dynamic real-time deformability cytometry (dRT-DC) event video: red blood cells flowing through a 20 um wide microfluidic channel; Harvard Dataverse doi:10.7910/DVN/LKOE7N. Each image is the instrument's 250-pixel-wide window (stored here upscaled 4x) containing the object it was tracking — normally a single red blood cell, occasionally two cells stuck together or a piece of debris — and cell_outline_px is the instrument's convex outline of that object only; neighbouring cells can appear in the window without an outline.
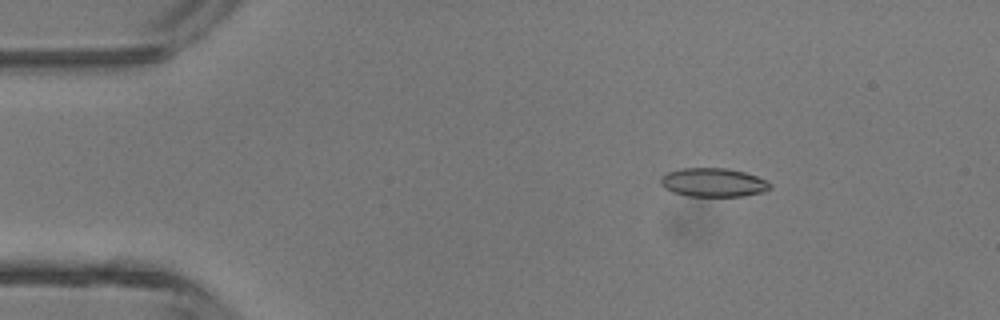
{"species": "common noctule bat (a hibernating species)", "species_latin": "Nyctalus noctula", "temperature_condition": "room temperature", "stored_images_in_passage": 4, "camera_frame_rate_fps": 3000, "um_per_image_px": 0.085, "animal": {"sex": "male", "body_mass_g": 13.3}, "frame": {"image": 1, "passage_image": 2, "time_ms": 0.333, "image_size_px": [1000, 320], "cell_outline_px": [[772, 188], [764, 192], [744, 196], [688, 196], [672, 192], [664, 188], [660, 184], [660, 180], [668, 172], [680, 168], [728, 168], [744, 172], [756, 176], [772, 184]], "centroid_in_image_um": [60.64, 15.51], "position_along_channel_um": 24.4, "area_um2": 18.38}}
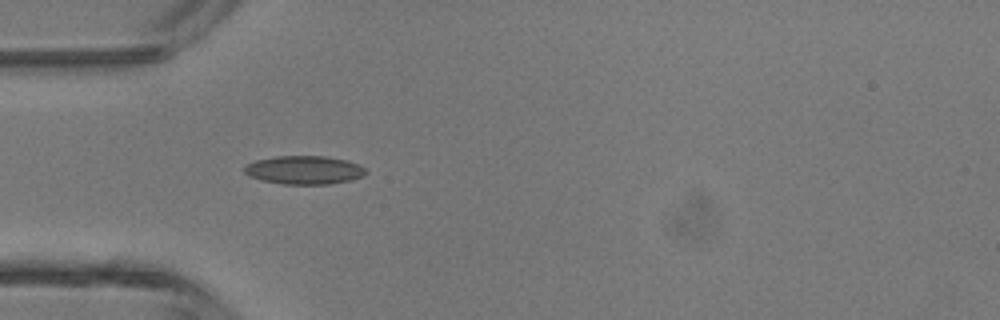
{"frame": {"image": 2, "passage_image": 4, "time_ms": 1.0, "image_size_px": [1000, 320], "cell_outline_px": [[368, 172], [364, 176], [352, 180], [328, 184], [284, 184], [260, 180], [248, 176], [244, 172], [244, 168], [248, 164], [256, 160], [276, 156], [324, 156], [348, 160], [360, 164]], "centroid_in_image_um": [25.89, 14.45], "position_along_channel_um": 59.1, "area_um2": 20.29}}